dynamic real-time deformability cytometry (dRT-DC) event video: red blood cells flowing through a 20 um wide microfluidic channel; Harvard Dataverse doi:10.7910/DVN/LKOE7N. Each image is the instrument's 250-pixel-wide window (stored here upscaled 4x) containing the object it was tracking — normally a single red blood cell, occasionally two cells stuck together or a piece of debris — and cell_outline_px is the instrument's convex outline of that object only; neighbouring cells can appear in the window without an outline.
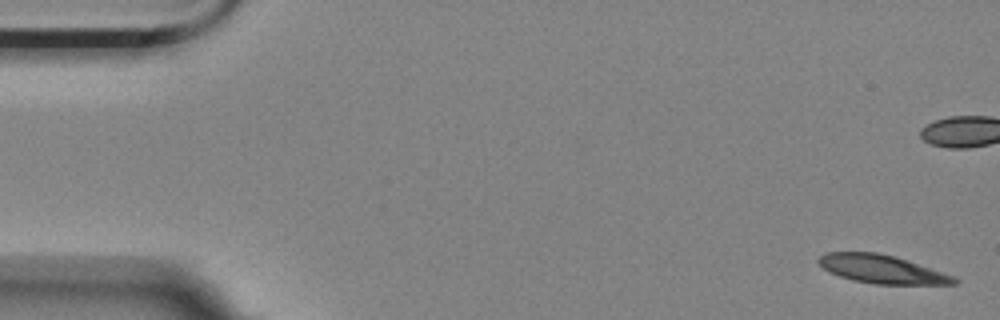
{"species": "Egyptian fruit bat (a non-hibernating species)", "species_latin": "Rousettus aegyptiacus", "temperature_condition": "room temperature", "stored_images_in_passage": 8, "camera_frame_rate_fps": 3000, "um_per_image_px": 0.085, "animal": {"sex": "female"}, "frame": {"image": 1, "passage_image": 1, "time_ms": 0.0, "image_size_px": [1000, 320], "cell_outline_px": [[960, 280], [956, 284], [876, 284], [852, 280], [828, 272], [816, 260], [820, 256], [828, 252], [876, 252], [892, 256], [956, 276]], "centroid_in_image_um": [74.96, 22.89], "position_along_channel_um": 10.0, "area_um2": 22.2}}